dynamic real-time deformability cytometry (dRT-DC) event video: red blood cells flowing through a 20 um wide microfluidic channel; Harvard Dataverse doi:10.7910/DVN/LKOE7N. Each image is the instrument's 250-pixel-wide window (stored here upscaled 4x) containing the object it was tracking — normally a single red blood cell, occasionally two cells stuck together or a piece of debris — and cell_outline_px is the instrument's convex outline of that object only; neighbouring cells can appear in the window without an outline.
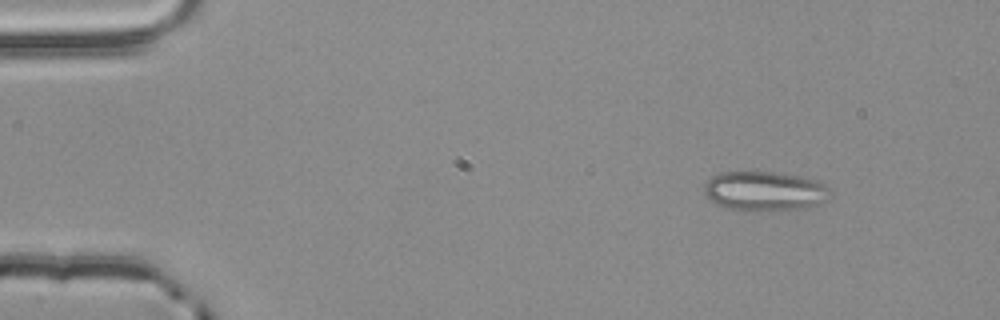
{"species": "common noctule bat (a hibernating species)", "species_latin": "Nyctalus noctula", "temperature_condition": "room temperature", "stored_images_in_passage": 3, "camera_frame_rate_fps": 3000, "um_per_image_px": 0.085, "animal": {"sex": "male", "body_mass_g": 20.4}, "frame": {"image": 1, "passage_image": 1, "time_ms": 0.0, "image_size_px": [1000, 320], "cell_outline_px": [[832, 192], [824, 200], [804, 208], [788, 212], [740, 212], [724, 208], [708, 200], [704, 192], [704, 184], [712, 176], [720, 172], [772, 172], [800, 176], [816, 180], [824, 184]], "centroid_in_image_um": [64.94, 16.29], "position_along_channel_um": 20.1, "area_um2": 29.88}}
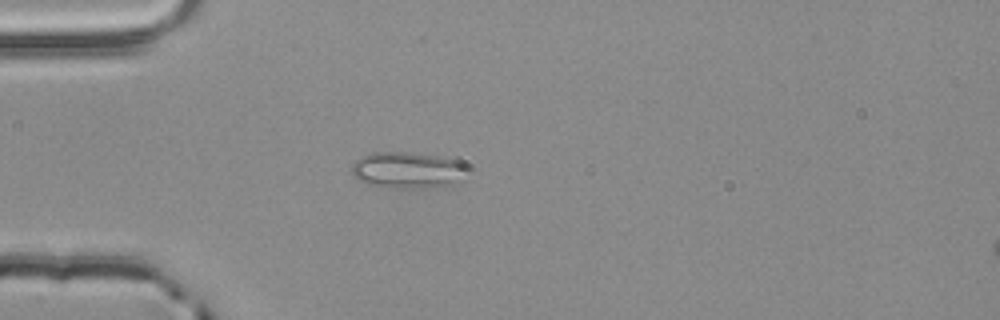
{"frame": {"image": 2, "passage_image": 3, "time_ms": 0.667, "image_size_px": [1000, 320], "cell_outline_px": [[472, 168], [452, 184], [420, 188], [368, 184], [356, 180], [352, 176], [352, 164], [360, 156], [372, 152], [408, 152], [436, 156], [456, 160], [468, 164]], "centroid_in_image_um": [34.63, 14.43], "position_along_channel_um": 50.4, "area_um2": 24.28}}